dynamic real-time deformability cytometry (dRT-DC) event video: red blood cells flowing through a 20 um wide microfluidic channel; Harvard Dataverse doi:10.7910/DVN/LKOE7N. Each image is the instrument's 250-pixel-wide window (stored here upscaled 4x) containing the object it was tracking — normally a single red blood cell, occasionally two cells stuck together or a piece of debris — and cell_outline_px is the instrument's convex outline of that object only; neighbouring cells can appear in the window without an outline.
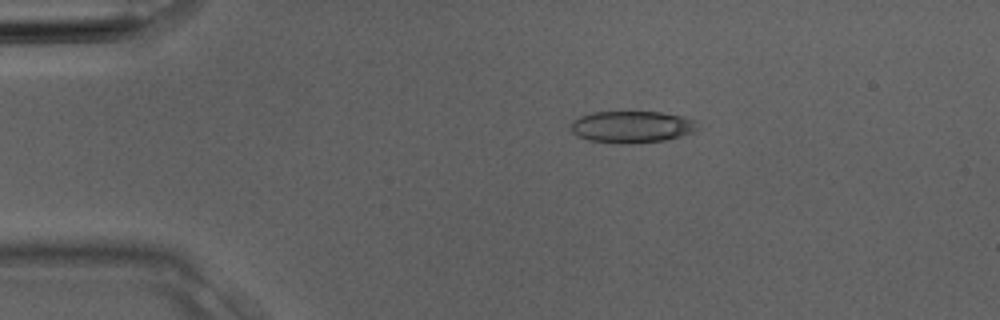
{"species": "Egyptian fruit bat (a non-hibernating species)", "species_latin": "Rousettus aegyptiacus", "temperature_condition": "room temperature", "stored_images_in_passage": 3, "camera_frame_rate_fps": 3000, "um_per_image_px": 0.085, "animal": {"sex": "male"}, "frame": {"image": 1, "passage_image": 3, "time_ms": 0.667, "image_size_px": [1000, 320], "cell_outline_px": [[696, 132], [684, 136], [664, 140], [628, 144], [620, 144], [588, 140], [572, 132], [568, 124], [572, 120], [580, 116], [592, 112], [660, 112], [684, 116], [696, 120]], "centroid_in_image_um": [53.7, 10.78], "position_along_channel_um": 31.3, "area_um2": 23.81}}